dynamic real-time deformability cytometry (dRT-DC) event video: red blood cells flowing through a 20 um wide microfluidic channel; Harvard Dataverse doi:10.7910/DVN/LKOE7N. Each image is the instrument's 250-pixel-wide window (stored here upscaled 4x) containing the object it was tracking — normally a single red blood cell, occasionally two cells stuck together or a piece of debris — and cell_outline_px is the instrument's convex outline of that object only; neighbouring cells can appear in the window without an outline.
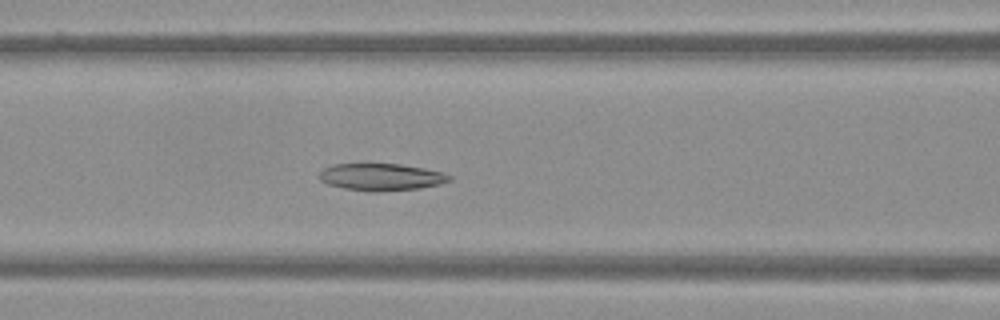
{"species": "Egyptian fruit bat (a non-hibernating species)", "species_latin": "Rousettus aegyptiacus", "temperature_condition": "warm", "stored_images_in_passage": 51, "camera_frame_rate_fps": 3000, "um_per_image_px": 0.085, "frame": {"image": 1, "passage_image": 22, "time_ms": 7.0, "image_size_px": [1000, 320], "cell_outline_px": [[452, 180], [440, 184], [420, 188], [376, 192], [368, 192], [344, 188], [328, 184], [320, 180], [320, 172], [324, 168], [332, 164], [400, 164], [424, 168], [444, 172], [452, 176]], "centroid_in_image_um": [32.43, 15.05], "position_along_channel_um": 134.2, "area_um2": 20.63}}
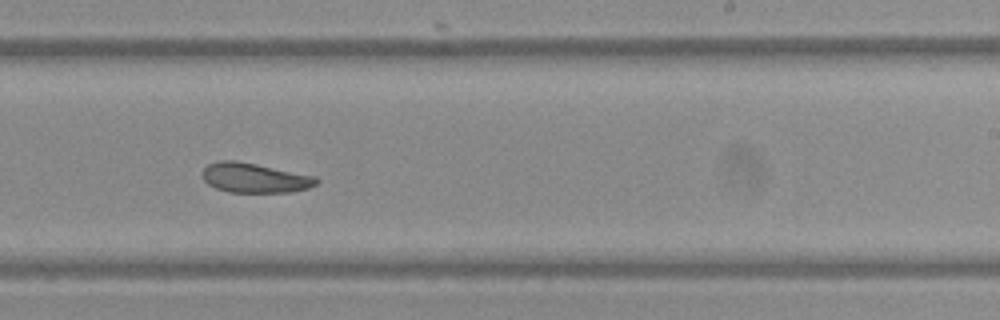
{"frame": {"image": 2, "passage_image": 32, "time_ms": 10.333, "image_size_px": [1000, 320], "cell_outline_px": [[320, 180], [316, 184], [308, 188], [292, 192], [228, 192], [216, 188], [208, 184], [200, 176], [200, 172], [208, 164], [216, 160], [236, 160], [316, 176]], "centroid_in_image_um": [21.61, 15.11], "position_along_channel_um": 267.4, "area_um2": 19.94}}
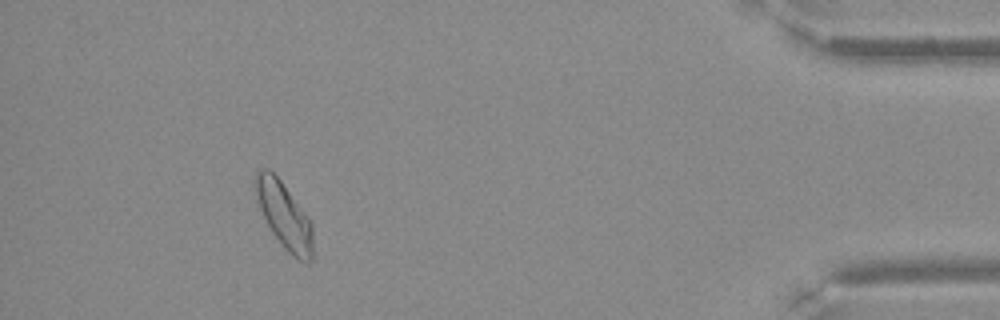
{"frame": {"image": 3, "passage_image": 47, "time_ms": 15.333, "image_size_px": [1000, 320], "cell_outline_px": [[312, 260], [308, 264], [304, 264], [296, 260], [284, 248], [272, 232], [260, 208], [252, 184], [256, 172], [260, 168], [268, 168], [280, 180], [304, 212], [312, 224]], "centroid_in_image_um": [24.14, 18.33], "position_along_channel_um": 411.1, "area_um2": 22.14}}